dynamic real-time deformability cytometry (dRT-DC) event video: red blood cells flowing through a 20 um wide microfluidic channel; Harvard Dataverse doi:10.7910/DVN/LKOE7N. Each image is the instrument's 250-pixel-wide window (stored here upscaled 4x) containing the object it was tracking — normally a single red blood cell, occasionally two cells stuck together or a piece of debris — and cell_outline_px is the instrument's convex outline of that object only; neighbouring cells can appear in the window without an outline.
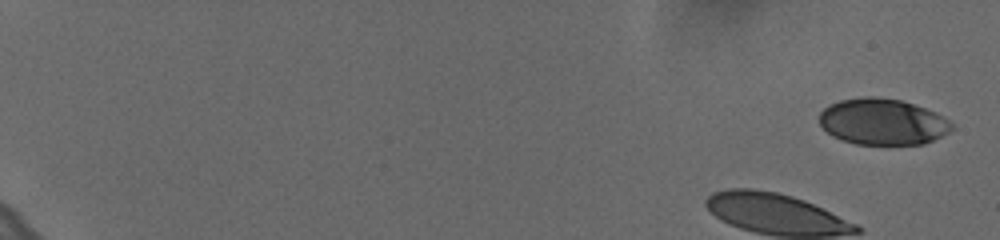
{"species": "human", "species_latin": "Homo sapiens", "temperature_condition": "cold", "stored_images_in_passage": 12, "camera_frame_rate_fps": 3000, "um_per_image_px": 0.085, "donor": {"sex": "female"}, "frame": {"image": 1, "passage_image": 1, "time_ms": 0.0, "image_size_px": [1000, 240], "cell_outline_px": [[952, 128], [948, 132], [924, 144], [856, 144], [832, 136], [820, 124], [820, 112], [824, 108], [840, 100], [872, 96], [900, 100], [924, 108], [940, 116], [952, 124]], "centroid_in_image_um": [74.98, 10.35], "position_along_channel_um": 10.0, "area_um2": 34.91}}
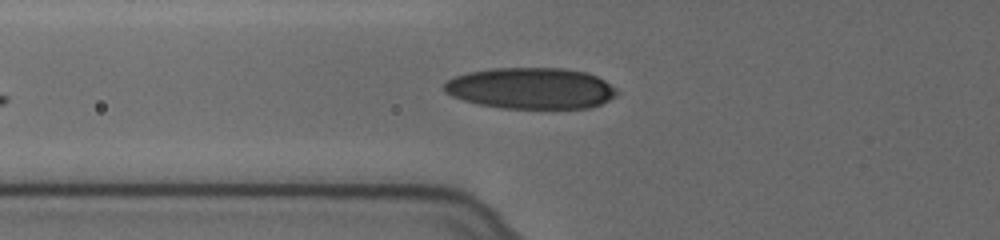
{"frame": {"image": 2, "passage_image": 12, "time_ms": 3.667, "image_size_px": [1000, 240], "cell_outline_px": [[620, 92], [616, 96], [592, 108], [552, 112], [500, 108], [476, 104], [452, 96], [444, 92], [444, 84], [448, 80], [456, 76], [468, 72], [492, 68], [564, 68], [588, 72], [604, 80], [616, 88]], "centroid_in_image_um": [45.19, 7.56], "position_along_channel_um": 80.6, "area_um2": 43.06}}